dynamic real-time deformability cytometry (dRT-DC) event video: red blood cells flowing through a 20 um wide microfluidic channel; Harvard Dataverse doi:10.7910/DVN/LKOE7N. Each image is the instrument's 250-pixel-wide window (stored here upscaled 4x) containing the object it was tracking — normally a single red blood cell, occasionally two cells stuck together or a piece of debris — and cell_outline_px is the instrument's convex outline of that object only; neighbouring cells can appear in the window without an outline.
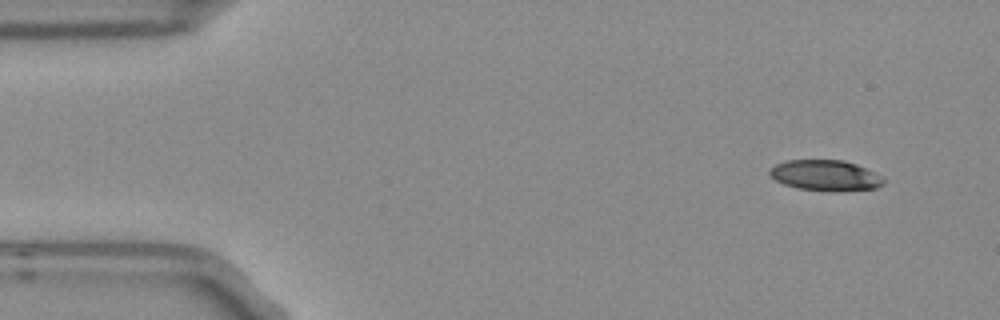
{"species": "Egyptian fruit bat (a non-hibernating species)", "species_latin": "Rousettus aegyptiacus", "temperature_condition": "room temperature", "stored_images_in_passage": 4, "camera_frame_rate_fps": 3000, "um_per_image_px": 0.085, "frame": {"image": 1, "passage_image": 1, "time_ms": 0.0, "image_size_px": [1000, 320], "cell_outline_px": [[884, 184], [876, 188], [832, 192], [796, 188], [784, 184], [776, 180], [768, 172], [776, 164], [788, 160], [844, 160], [856, 164], [884, 176]], "centroid_in_image_um": [70.2, 14.92], "position_along_channel_um": 14.8, "area_um2": 20.46}}
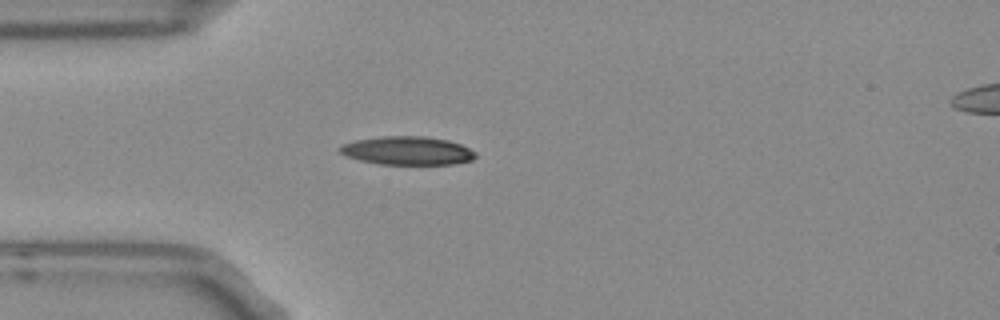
{"frame": {"image": 2, "passage_image": 4, "time_ms": 1.0, "image_size_px": [1000, 320], "cell_outline_px": [[476, 156], [472, 160], [452, 164], [380, 164], [360, 160], [344, 156], [340, 152], [340, 148], [344, 144], [356, 140], [384, 136], [424, 136], [448, 140], [460, 144], [476, 152]], "centroid_in_image_um": [34.64, 12.81], "position_along_channel_um": 50.4, "area_um2": 22.31}}